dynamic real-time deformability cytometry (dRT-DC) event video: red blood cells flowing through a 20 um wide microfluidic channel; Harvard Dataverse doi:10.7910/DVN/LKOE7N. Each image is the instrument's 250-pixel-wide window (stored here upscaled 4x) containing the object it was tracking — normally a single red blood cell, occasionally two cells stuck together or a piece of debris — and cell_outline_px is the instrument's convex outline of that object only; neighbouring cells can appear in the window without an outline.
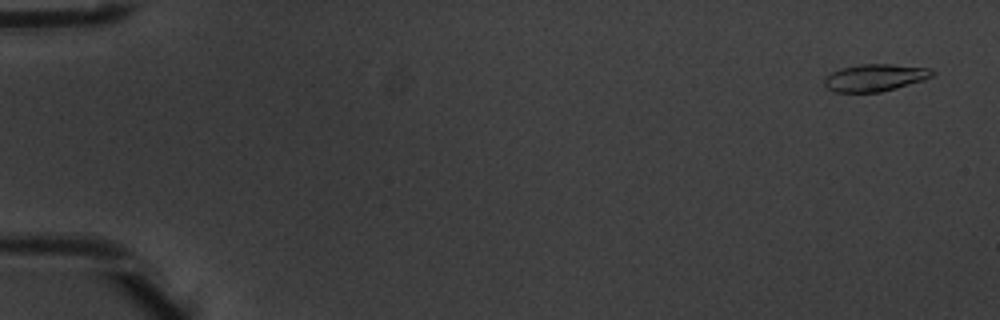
{"species": "common noctule bat (a hibernating species)", "species_latin": "Nyctalus noctula", "temperature_condition": "warm", "stored_images_in_passage": 5, "camera_frame_rate_fps": 3000, "um_per_image_px": 0.085, "animal": {"sex": "male", "body_mass_g": 20.1, "forearm_length_mm": 53.5}, "frame": {"image": 1, "passage_image": 1, "time_ms": 0.0, "image_size_px": [1000, 320], "cell_outline_px": [[936, 72], [932, 76], [924, 80], [896, 88], [880, 92], [832, 92], [824, 84], [824, 80], [832, 72], [840, 68], [860, 64], [888, 64], [932, 68]], "centroid_in_image_um": [74.4, 6.6], "position_along_channel_um": 10.6, "area_um2": 17.11}}
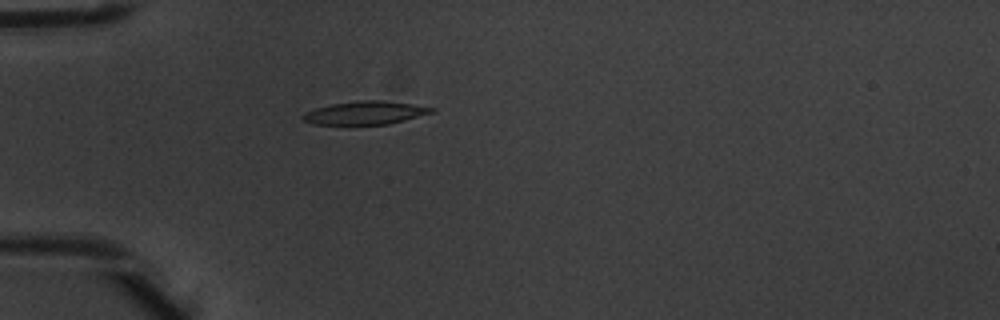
{"frame": {"image": 2, "passage_image": 5, "time_ms": 1.333, "image_size_px": [1000, 320], "cell_outline_px": [[436, 108], [432, 112], [404, 120], [388, 124], [316, 124], [304, 120], [300, 116], [304, 112], [316, 108], [332, 104], [360, 100], [380, 100], [412, 104]], "centroid_in_image_um": [31.02, 9.58], "position_along_channel_um": 54.0, "area_um2": 17.11}}